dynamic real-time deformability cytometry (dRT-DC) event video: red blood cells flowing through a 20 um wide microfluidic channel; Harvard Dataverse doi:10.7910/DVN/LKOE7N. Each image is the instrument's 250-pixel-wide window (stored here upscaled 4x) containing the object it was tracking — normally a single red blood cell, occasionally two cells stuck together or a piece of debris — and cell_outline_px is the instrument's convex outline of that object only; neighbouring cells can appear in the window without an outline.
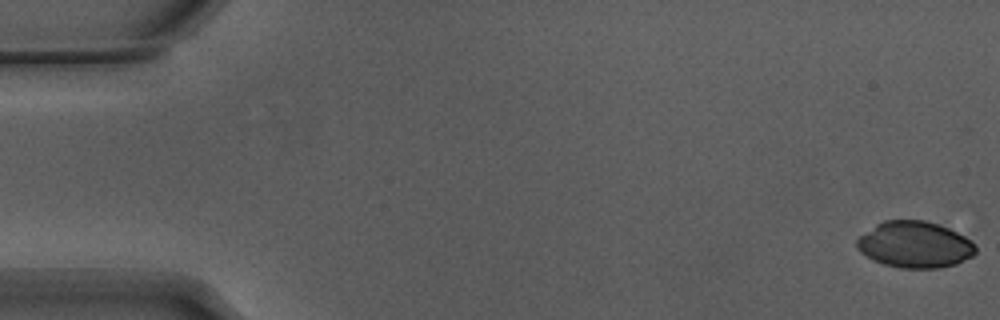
{"species": "Egyptian fruit bat (a non-hibernating species)", "species_latin": "Rousettus aegyptiacus", "temperature_condition": "warm", "stored_images_in_passage": 10, "camera_frame_rate_fps": 3000, "um_per_image_px": 0.085, "animal": {"sex": "male"}, "frame": {"image": 1, "passage_image": 1, "time_ms": 0.0, "image_size_px": [1000, 320], "cell_outline_px": [[976, 252], [972, 256], [956, 264], [940, 268], [900, 268], [884, 264], [872, 260], [860, 252], [856, 248], [856, 240], [860, 236], [876, 224], [884, 220], [924, 220], [940, 224], [972, 240], [976, 244]], "centroid_in_image_um": [77.76, 20.79], "position_along_channel_um": 7.2, "area_um2": 32.31}}